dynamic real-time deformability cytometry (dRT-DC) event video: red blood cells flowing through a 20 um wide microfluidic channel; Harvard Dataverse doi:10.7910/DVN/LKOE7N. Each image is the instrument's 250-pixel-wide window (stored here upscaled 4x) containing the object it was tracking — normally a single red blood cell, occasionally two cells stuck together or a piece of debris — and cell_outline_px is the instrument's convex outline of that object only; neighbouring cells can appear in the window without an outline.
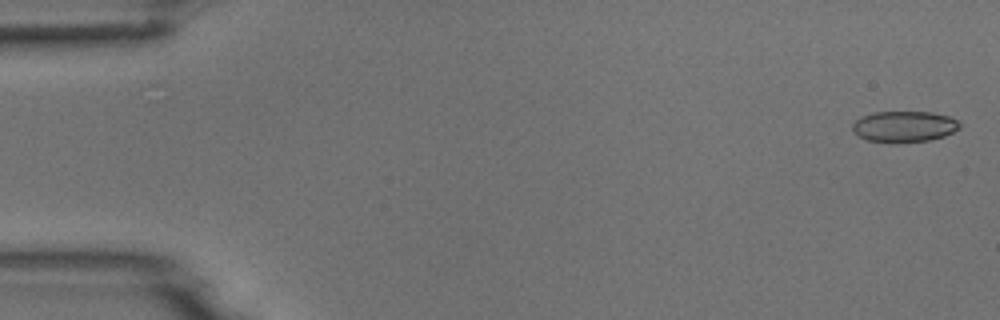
{"species": "common noctule bat (a hibernating species)", "species_latin": "Nyctalus noctula", "temperature_condition": "room temperature", "stored_images_in_passage": 50, "camera_frame_rate_fps": 3000, "um_per_image_px": 0.085, "animal": {"sex": "male", "body_mass_g": 18.8}, "frame": {"image": 1, "passage_image": 1, "time_ms": 0.0, "image_size_px": [1000, 320], "cell_outline_px": [[960, 128], [944, 136], [928, 140], [896, 144], [892, 144], [868, 140], [860, 136], [852, 128], [852, 124], [860, 116], [872, 112], [932, 112], [948, 116], [956, 120], [960, 124]], "centroid_in_image_um": [76.83, 10.76], "position_along_channel_um": 8.2, "area_um2": 19.54}}
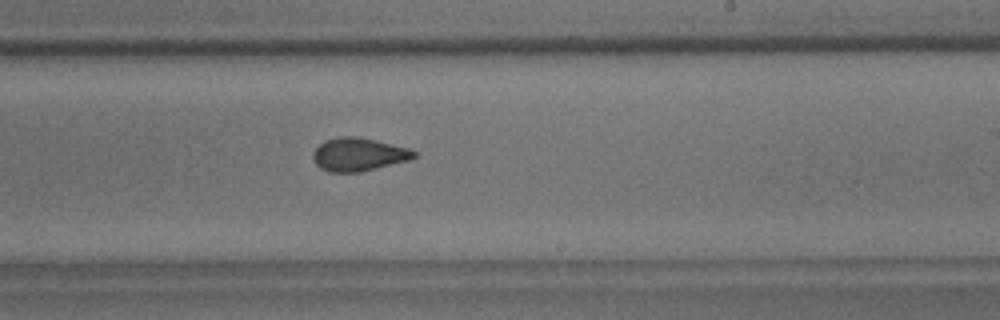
{"frame": {"image": 2, "passage_image": 30, "time_ms": 9.667, "image_size_px": [1000, 320], "cell_outline_px": [[416, 156], [412, 160], [360, 172], [328, 172], [320, 168], [316, 164], [312, 156], [312, 152], [324, 140], [340, 136], [356, 136], [376, 140], [408, 148], [416, 152]], "centroid_in_image_um": [30.48, 13.13], "position_along_channel_um": 258.5, "area_um2": 19.71}}
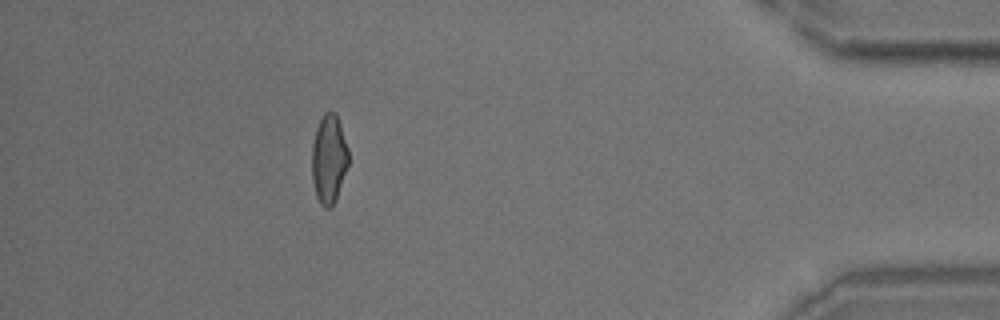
{"frame": {"image": 3, "passage_image": 45, "time_ms": 14.667, "image_size_px": [1000, 320], "cell_outline_px": [[348, 164], [336, 200], [332, 208], [324, 208], [320, 204], [316, 196], [312, 180], [312, 144], [316, 128], [324, 112], [336, 112], [348, 148]], "centroid_in_image_um": [27.95, 13.54], "position_along_channel_um": 407.3, "area_um2": 19.02}}